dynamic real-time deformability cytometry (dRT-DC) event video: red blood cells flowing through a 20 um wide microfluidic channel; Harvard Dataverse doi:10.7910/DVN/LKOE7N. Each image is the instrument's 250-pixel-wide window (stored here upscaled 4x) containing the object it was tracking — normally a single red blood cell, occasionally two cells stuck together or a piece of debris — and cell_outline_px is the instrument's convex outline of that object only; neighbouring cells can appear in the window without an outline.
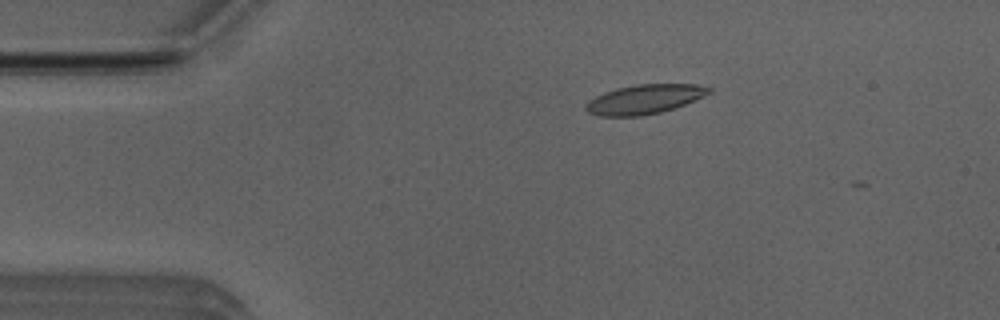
{"species": "Egyptian fruit bat (a non-hibernating species)", "species_latin": "Rousettus aegyptiacus", "temperature_condition": "room temperature", "stored_images_in_passage": 44, "camera_frame_rate_fps": 3000, "um_per_image_px": 0.085, "animal": {"sex": "male"}, "frame": {"image": 1, "passage_image": 7, "time_ms": 2.0, "image_size_px": [1000, 320], "cell_outline_px": [[712, 92], [684, 104], [660, 112], [640, 116], [600, 116], [588, 112], [584, 108], [584, 104], [588, 100], [604, 92], [616, 88], [636, 84], [696, 84], [712, 88]], "centroid_in_image_um": [54.73, 8.43], "position_along_channel_um": 30.3, "area_um2": 20.98}}
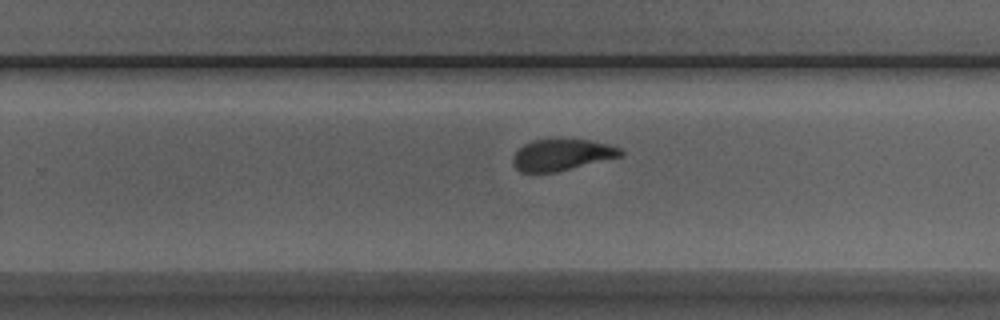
{"frame": {"image": 2, "passage_image": 30, "time_ms": 9.667, "image_size_px": [1000, 320], "cell_outline_px": [[624, 156], [556, 172], [520, 172], [512, 164], [512, 156], [524, 144], [532, 140], [592, 140], [608, 144], [620, 148], [624, 152]], "centroid_in_image_um": [47.77, 13.17], "position_along_channel_um": 282.0, "area_um2": 19.71}}
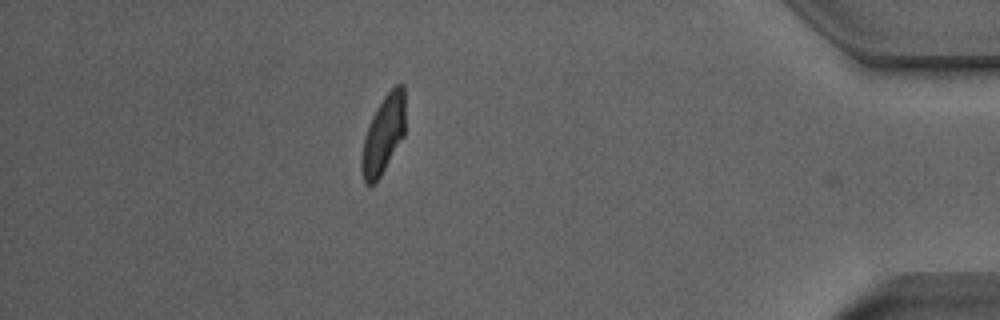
{"frame": {"image": 3, "passage_image": 43, "time_ms": 14.0, "image_size_px": [1000, 320], "cell_outline_px": [[404, 136], [380, 176], [372, 184], [364, 184], [360, 168], [360, 160], [364, 136], [368, 124], [376, 108], [384, 96], [396, 84], [404, 84]], "centroid_in_image_um": [32.56, 11.44], "position_along_channel_um": 402.6, "area_um2": 19.88}, "authors_computed_cell_mechanics": {"area_um2": 20.6924, "velocity_mm_per_s": 3.9141, "shape_relaxation_time_tau1_ms": 3.4147, "shape_relaxation_time_tau2_ms": 1.3205, "deformation_change_tau1": 0.1623, "deformation_change_tau2": 0.0896}}